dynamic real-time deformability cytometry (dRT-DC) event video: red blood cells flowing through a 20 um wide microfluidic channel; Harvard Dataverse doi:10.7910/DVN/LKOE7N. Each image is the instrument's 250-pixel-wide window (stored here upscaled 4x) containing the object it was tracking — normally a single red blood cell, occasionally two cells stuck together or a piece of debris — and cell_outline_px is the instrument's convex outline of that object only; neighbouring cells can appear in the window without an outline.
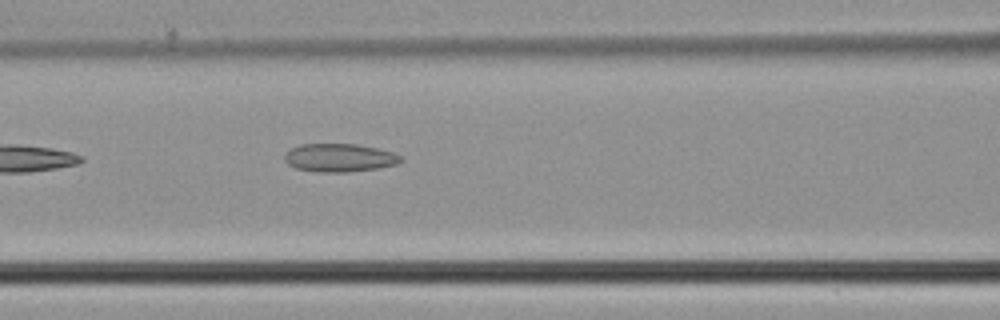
{"species": "common noctule bat (a hibernating species)", "species_latin": "Nyctalus noctula", "temperature_condition": "cold", "stored_images_in_passage": 14, "camera_frame_rate_fps": 3000, "um_per_image_px": 0.085, "animal": {"sex": "male", "body_mass_g": 21.5, "forearm_length_mm": 52.0}, "frame": {"image": 1, "passage_image": 5, "time_ms": 1.333, "image_size_px": [1000, 320], "cell_outline_px": [[404, 160], [396, 164], [376, 168], [348, 172], [316, 172], [296, 168], [288, 164], [284, 160], [284, 156], [292, 148], [300, 144], [356, 144], [376, 148], [392, 152], [400, 156]], "centroid_in_image_um": [28.84, 13.41], "position_along_channel_um": 137.8, "area_um2": 18.96}}
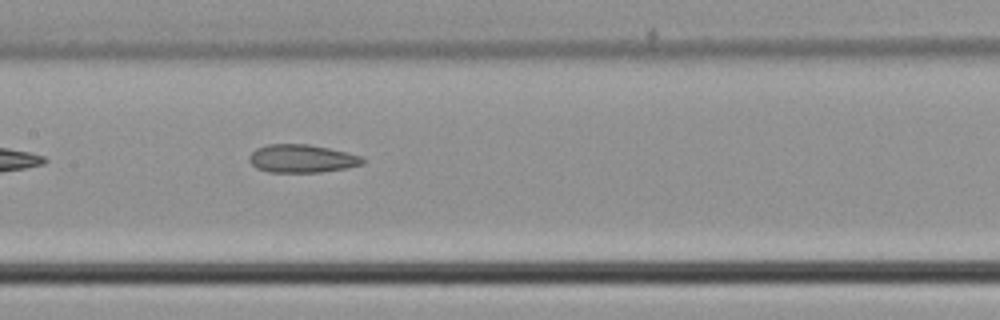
{"frame": {"image": 2, "passage_image": 8, "time_ms": 2.333, "image_size_px": [1000, 320], "cell_outline_px": [[364, 164], [348, 168], [320, 172], [268, 172], [256, 168], [248, 160], [248, 156], [256, 148], [268, 144], [308, 144], [328, 148], [364, 156]], "centroid_in_image_um": [25.67, 13.48], "position_along_channel_um": 181.7, "area_um2": 18.73}}